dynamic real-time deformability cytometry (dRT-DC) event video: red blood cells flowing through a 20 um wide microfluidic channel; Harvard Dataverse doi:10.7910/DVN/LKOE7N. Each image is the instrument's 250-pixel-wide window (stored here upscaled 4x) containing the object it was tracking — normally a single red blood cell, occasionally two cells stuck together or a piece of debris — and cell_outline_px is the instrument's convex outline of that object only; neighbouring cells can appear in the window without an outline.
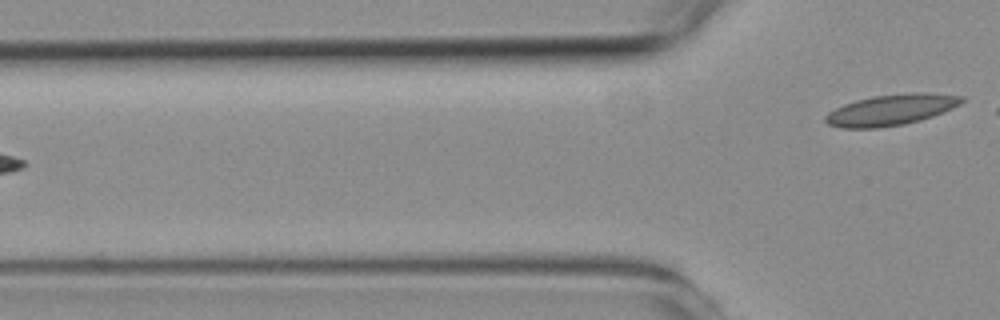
{"species": "common noctule bat (a hibernating species)", "species_latin": "Nyctalus noctula", "temperature_condition": "room temperature", "stored_images_in_passage": 4, "camera_frame_rate_fps": 3000, "um_per_image_px": 0.085, "animal": {"sex": "female", "body_mass_g": 19.3, "forearm_length_mm": 54.1}, "frame": {"image": 1, "passage_image": 4, "time_ms": 4.333, "image_size_px": [1000, 320], "cell_outline_px": [[964, 100], [960, 104], [952, 108], [932, 116], [920, 120], [904, 124], [880, 128], [840, 128], [828, 124], [824, 120], [824, 116], [828, 112], [844, 104], [856, 100], [876, 96], [920, 92], [924, 92], [964, 96]], "centroid_in_image_um": [75.72, 9.35], "position_along_channel_um": 50.1, "area_um2": 24.39}}